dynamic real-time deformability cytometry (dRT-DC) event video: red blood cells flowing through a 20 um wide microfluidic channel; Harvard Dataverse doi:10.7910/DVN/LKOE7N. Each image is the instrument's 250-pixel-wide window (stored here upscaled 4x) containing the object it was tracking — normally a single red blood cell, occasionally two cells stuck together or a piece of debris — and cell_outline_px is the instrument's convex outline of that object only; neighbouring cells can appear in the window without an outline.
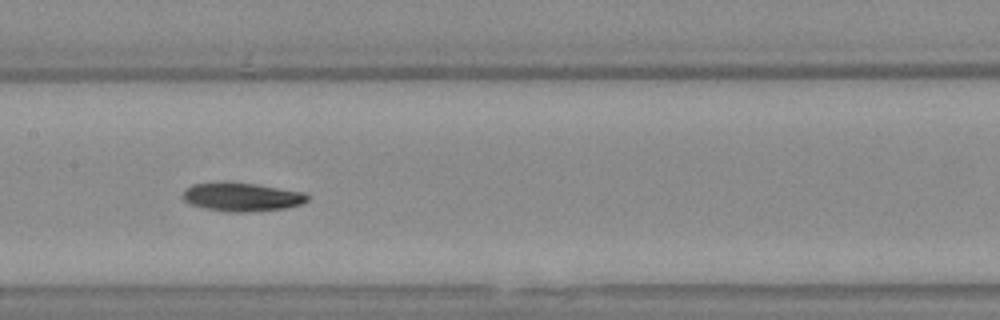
{"species": "Egyptian fruit bat (a non-hibernating species)", "species_latin": "Rousettus aegyptiacus", "temperature_condition": "warm", "stored_images_in_passage": 40, "camera_frame_rate_fps": 3000, "um_per_image_px": 0.085, "animal": {"sex": "female"}, "frame": {"image": 1, "passage_image": 12, "time_ms": 3.667, "image_size_px": [1000, 320], "cell_outline_px": [[308, 200], [300, 204], [284, 208], [248, 212], [224, 212], [204, 208], [188, 204], [180, 196], [192, 184], [256, 184], [304, 192], [308, 196]], "centroid_in_image_um": [20.55, 16.78], "position_along_channel_um": 186.9, "area_um2": 20.23}}
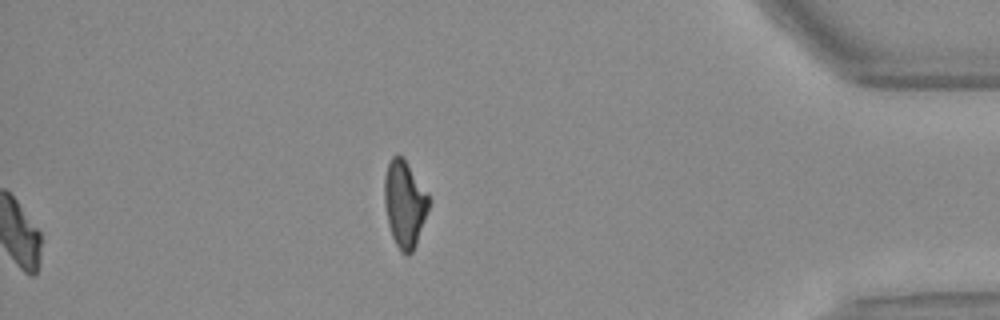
{"frame": {"image": 2, "passage_image": 40, "time_ms": 13.0, "image_size_px": [1000, 320], "cell_outline_px": [[428, 208], [416, 244], [412, 252], [408, 256], [404, 256], [400, 252], [392, 236], [388, 224], [384, 200], [384, 180], [388, 164], [392, 156], [404, 156], [428, 192]], "centroid_in_image_um": [34.38, 17.31], "position_along_channel_um": 400.8, "area_um2": 22.43}}